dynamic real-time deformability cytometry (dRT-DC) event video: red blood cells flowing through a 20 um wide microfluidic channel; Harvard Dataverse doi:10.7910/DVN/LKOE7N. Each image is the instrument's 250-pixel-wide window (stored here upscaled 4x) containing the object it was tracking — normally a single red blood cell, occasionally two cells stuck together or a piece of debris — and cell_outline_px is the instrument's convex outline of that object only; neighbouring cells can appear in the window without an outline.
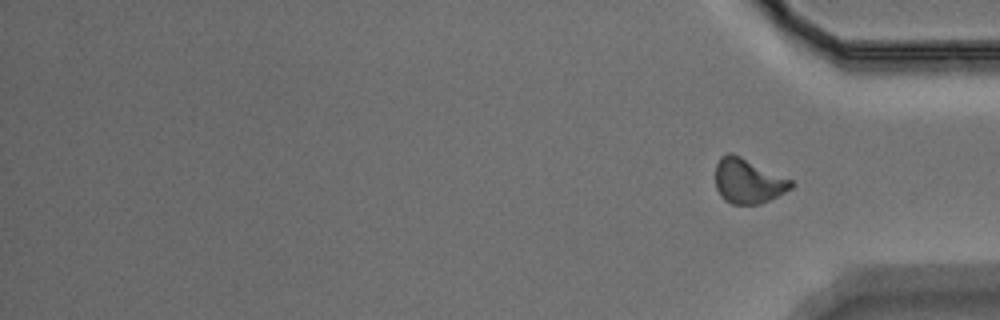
{"species": "Egyptian fruit bat (a non-hibernating species)", "species_latin": "Rousettus aegyptiacus", "temperature_condition": "warm", "stored_images_in_passage": 52, "segment_of_instrument_passage": [2, 2], "camera_frame_rate_fps": 3000, "um_per_image_px": 0.085, "animal": {"sex": "male"}, "frame": {"image": 1, "passage_image": 52, "time_ms": 17.0, "image_size_px": [1000, 320], "cell_outline_px": [[796, 184], [792, 188], [760, 204], [732, 204], [724, 200], [720, 196], [716, 188], [716, 164], [720, 156], [728, 152], [732, 152], [792, 180]], "centroid_in_image_um": [63.57, 15.38], "position_along_channel_um": 371.6, "area_um2": 19.77}}